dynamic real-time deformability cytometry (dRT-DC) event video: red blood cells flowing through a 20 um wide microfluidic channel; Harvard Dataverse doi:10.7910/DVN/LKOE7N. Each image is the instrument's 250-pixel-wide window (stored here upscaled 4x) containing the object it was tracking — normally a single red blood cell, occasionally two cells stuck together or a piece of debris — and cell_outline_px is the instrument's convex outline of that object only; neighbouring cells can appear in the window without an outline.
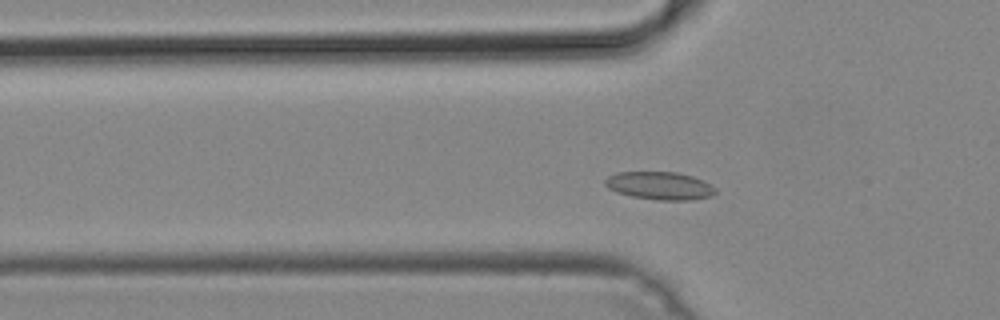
{"species": "common noctule bat (a hibernating species)", "species_latin": "Nyctalus noctula", "temperature_condition": "cold", "stored_images_in_passage": 45, "camera_frame_rate_fps": 3000, "um_per_image_px": 0.085, "animal": {"sex": "male", "body_mass_g": 19.2, "forearm_length_mm": 51.8}, "frame": {"image": 1, "passage_image": 11, "time_ms": 3.333, "image_size_px": [1000, 320], "cell_outline_px": [[716, 192], [712, 196], [692, 200], [660, 200], [632, 196], [616, 192], [608, 188], [604, 184], [604, 180], [608, 176], [616, 172], [676, 172], [692, 176], [704, 180], [716, 188]], "centroid_in_image_um": [56.08, 15.78], "position_along_channel_um": 69.7, "area_um2": 18.03}}
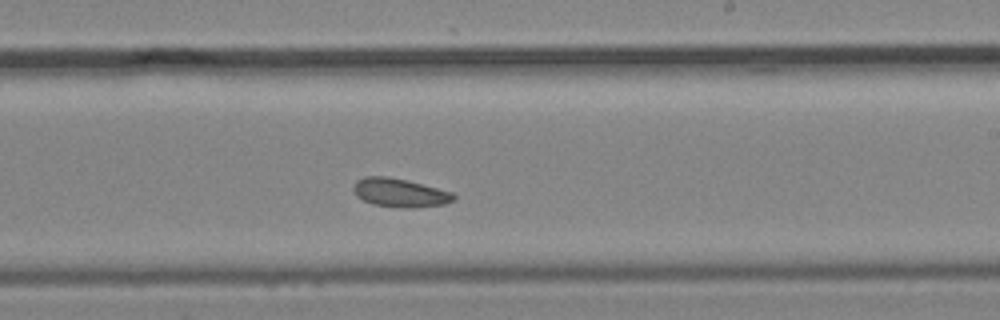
{"frame": {"image": 2, "passage_image": 25, "time_ms": 8.0, "image_size_px": [1000, 320], "cell_outline_px": [[456, 200], [444, 204], [412, 208], [400, 208], [372, 204], [356, 196], [352, 188], [356, 180], [364, 176], [388, 176], [408, 180], [452, 192], [456, 196]], "centroid_in_image_um": [33.98, 16.38], "position_along_channel_um": 255.0, "area_um2": 16.94}}
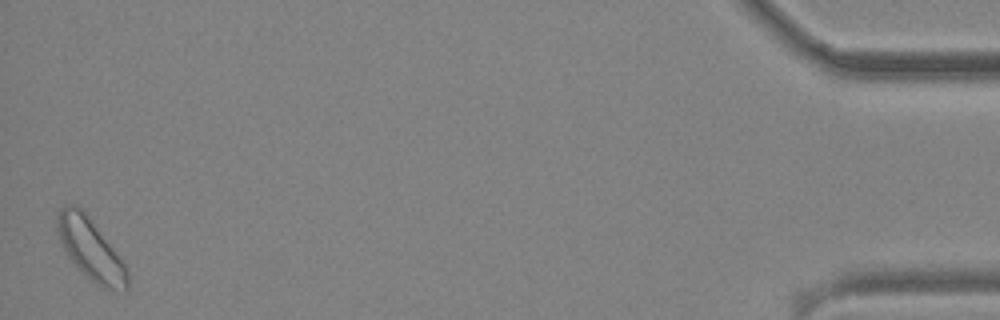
{"frame": {"image": 3, "passage_image": 45, "time_ms": 14.667, "image_size_px": [1000, 320], "cell_outline_px": [[128, 288], [124, 292], [116, 292], [104, 288], [96, 284], [68, 256], [56, 232], [56, 216], [60, 208], [64, 204], [72, 204], [80, 208], [84, 212], [124, 260], [128, 268]], "centroid_in_image_um": [7.73, 21.19], "position_along_channel_um": 427.5, "area_um2": 25.03}}